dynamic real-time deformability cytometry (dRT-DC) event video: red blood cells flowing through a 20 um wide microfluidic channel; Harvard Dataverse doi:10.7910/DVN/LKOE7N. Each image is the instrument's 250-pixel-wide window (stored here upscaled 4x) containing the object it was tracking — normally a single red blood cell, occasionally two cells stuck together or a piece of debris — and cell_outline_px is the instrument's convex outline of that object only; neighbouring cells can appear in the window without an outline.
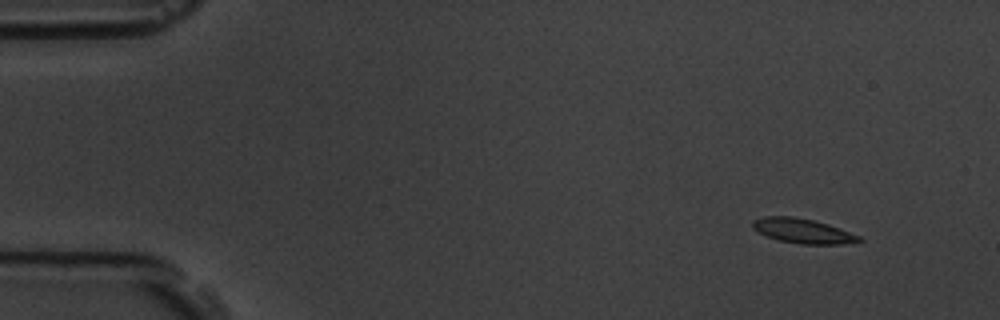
{"species": "common noctule bat (a hibernating species)", "species_latin": "Nyctalus noctula", "temperature_condition": "room temperature", "stored_images_in_passage": 5, "camera_frame_rate_fps": 3000, "um_per_image_px": 0.085, "animal": {"sex": "male", "body_mass_g": 19.5, "forearm_length_mm": 54.6}, "frame": {"image": 1, "passage_image": 1, "time_ms": 0.0, "image_size_px": [1000, 320], "cell_outline_px": [[864, 240], [840, 244], [800, 244], [776, 240], [752, 228], [752, 220], [764, 216], [792, 216], [812, 220], [828, 224], [860, 236]], "centroid_in_image_um": [68.2, 19.62], "position_along_channel_um": 16.8, "area_um2": 15.2}}